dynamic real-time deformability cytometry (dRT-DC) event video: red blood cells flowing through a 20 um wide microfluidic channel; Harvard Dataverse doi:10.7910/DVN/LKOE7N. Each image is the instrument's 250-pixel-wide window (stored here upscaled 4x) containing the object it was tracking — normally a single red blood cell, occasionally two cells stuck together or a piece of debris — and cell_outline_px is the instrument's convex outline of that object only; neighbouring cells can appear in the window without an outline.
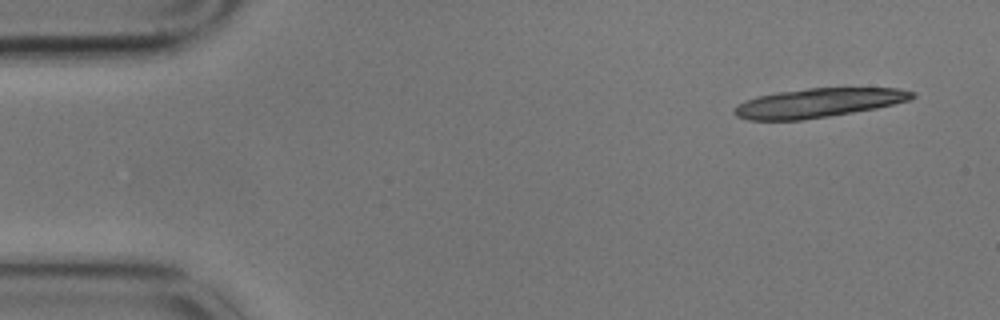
{"species": "common noctule bat (a hibernating species)", "species_latin": "Nyctalus noctula", "temperature_condition": "cold", "stored_images_in_passage": 9, "camera_frame_rate_fps": 3000, "um_per_image_px": 0.085, "animal": {"sex": "male", "body_mass_g": 17.9}, "frame": {"image": 1, "passage_image": 1, "time_ms": 0.0, "image_size_px": [1000, 320], "cell_outline_px": [[916, 96], [908, 100], [876, 108], [804, 120], [748, 120], [736, 116], [732, 112], [744, 100], [756, 96], [776, 92], [808, 88], [900, 88], [916, 92]], "centroid_in_image_um": [69.54, 8.74], "position_along_channel_um": 15.5, "area_um2": 30.11}}
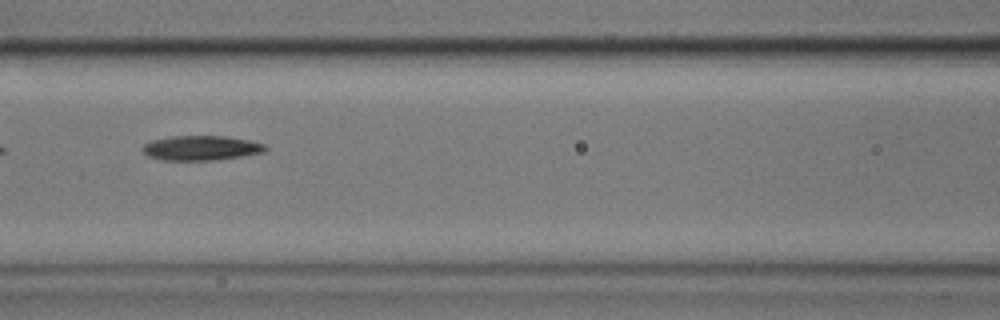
{"frame": {"image": 2, "passage_image": 7, "time_ms": 2.0, "image_size_px": [1000, 320], "cell_outline_px": [[268, 148], [264, 152], [240, 156], [212, 160], [164, 160], [148, 156], [144, 152], [144, 144], [152, 140], [172, 136], [224, 136], [248, 140], [264, 144]], "centroid_in_image_um": [17.1, 12.57], "position_along_channel_um": 149.5, "area_um2": 17.4}}